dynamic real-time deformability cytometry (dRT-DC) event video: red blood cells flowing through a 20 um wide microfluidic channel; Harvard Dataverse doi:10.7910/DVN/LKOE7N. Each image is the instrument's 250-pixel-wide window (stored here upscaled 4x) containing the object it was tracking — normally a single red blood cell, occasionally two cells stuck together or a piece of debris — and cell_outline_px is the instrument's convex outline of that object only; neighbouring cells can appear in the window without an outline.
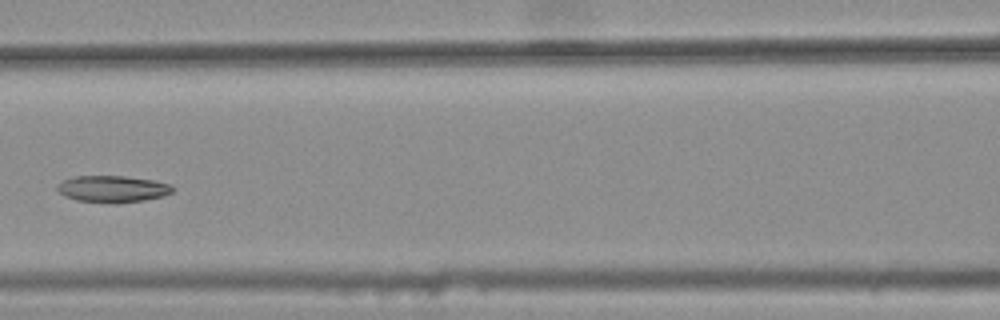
{"species": "common noctule bat (a hibernating species)", "species_latin": "Nyctalus noctula", "temperature_condition": "warm", "stored_images_in_passage": 6, "camera_frame_rate_fps": 3000, "um_per_image_px": 0.085, "animal": {"sex": "female", "body_mass_g": 25.1}, "frame": {"image": 1, "passage_image": 6, "time_ms": 1.667, "image_size_px": [1000, 320], "cell_outline_px": [[176, 188], [172, 192], [164, 196], [144, 200], [116, 204], [76, 200], [64, 196], [56, 188], [56, 184], [64, 180], [76, 176], [124, 176], [152, 180], [172, 184]], "centroid_in_image_um": [9.59, 16.07], "position_along_channel_um": 157.0, "area_um2": 18.15}}